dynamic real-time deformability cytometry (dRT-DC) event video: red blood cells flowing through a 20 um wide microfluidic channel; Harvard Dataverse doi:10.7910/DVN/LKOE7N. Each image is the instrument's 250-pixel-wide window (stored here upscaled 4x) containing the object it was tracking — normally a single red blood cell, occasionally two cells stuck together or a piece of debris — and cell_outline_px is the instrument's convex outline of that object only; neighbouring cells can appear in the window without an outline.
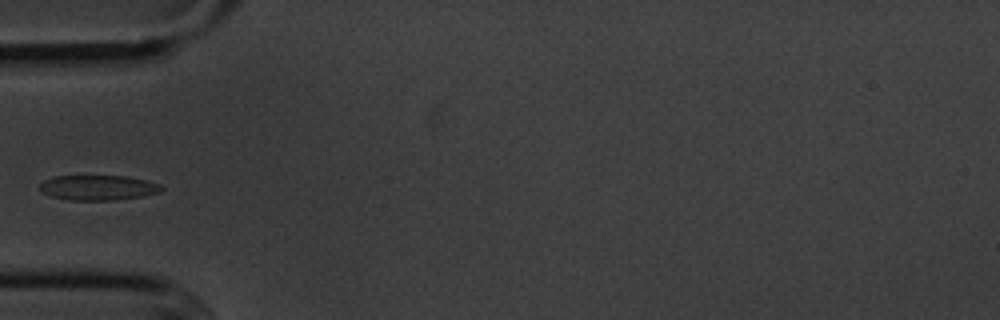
{"species": "common noctule bat (a hibernating species)", "species_latin": "Nyctalus noctula", "temperature_condition": "cold", "stored_images_in_passage": 6, "camera_frame_rate_fps": 3000, "um_per_image_px": 0.085, "animal": {"sex": "male", "body_mass_g": 20.1, "forearm_length_mm": 53.5}, "frame": {"image": 1, "passage_image": 5, "time_ms": 5.667, "image_size_px": [1000, 320], "cell_outline_px": [[164, 188], [160, 192], [140, 196], [116, 200], [68, 200], [52, 196], [44, 192], [40, 188], [40, 184], [44, 180], [52, 176], [128, 176], [148, 180], [160, 184]], "centroid_in_image_um": [8.37, 15.94], "position_along_channel_um": 76.6, "area_um2": 17.74}}
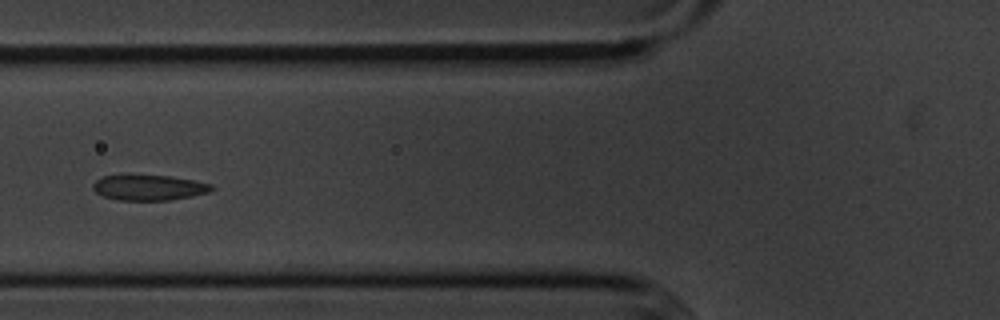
{"frame": {"image": 2, "passage_image": 6, "time_ms": 6.667, "image_size_px": [1000, 320], "cell_outline_px": [[212, 188], [208, 192], [192, 196], [168, 200], [116, 200], [104, 196], [96, 192], [92, 188], [92, 184], [96, 180], [104, 176], [128, 172], [168, 176], [192, 180], [212, 184]], "centroid_in_image_um": [12.56, 15.9], "position_along_channel_um": 113.2, "area_um2": 18.09}}